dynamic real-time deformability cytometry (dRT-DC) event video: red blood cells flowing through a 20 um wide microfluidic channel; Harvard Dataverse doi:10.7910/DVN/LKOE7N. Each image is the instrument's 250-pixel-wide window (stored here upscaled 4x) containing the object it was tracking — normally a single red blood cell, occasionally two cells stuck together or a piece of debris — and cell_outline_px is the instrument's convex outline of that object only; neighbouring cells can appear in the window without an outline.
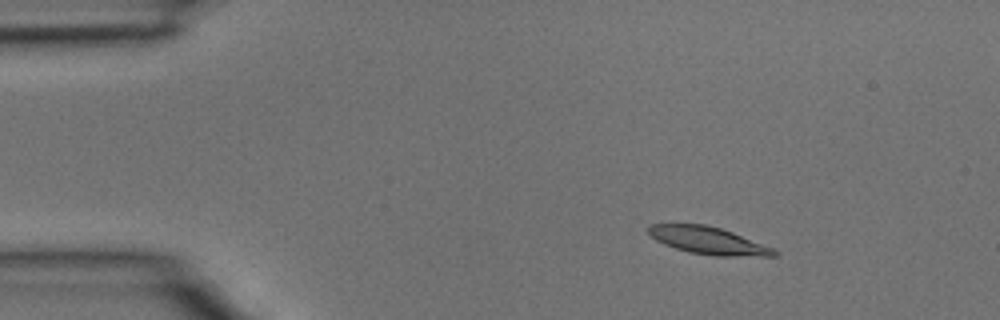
{"species": "common noctule bat (a hibernating species)", "species_latin": "Nyctalus noctula", "temperature_condition": "room temperature", "stored_images_in_passage": 2, "camera_frame_rate_fps": 3000, "um_per_image_px": 0.085, "animal": {"sex": "male", "body_mass_g": 15.6}, "frame": {"image": 1, "passage_image": 1, "time_ms": 0.0, "image_size_px": [1000, 320], "cell_outline_px": [[780, 252], [776, 256], [716, 256], [688, 252], [664, 244], [656, 240], [648, 232], [648, 224], [704, 224], [720, 228], [732, 232], [776, 248]], "centroid_in_image_um": [60.26, 20.45], "position_along_channel_um": 24.7, "area_um2": 20.11}}